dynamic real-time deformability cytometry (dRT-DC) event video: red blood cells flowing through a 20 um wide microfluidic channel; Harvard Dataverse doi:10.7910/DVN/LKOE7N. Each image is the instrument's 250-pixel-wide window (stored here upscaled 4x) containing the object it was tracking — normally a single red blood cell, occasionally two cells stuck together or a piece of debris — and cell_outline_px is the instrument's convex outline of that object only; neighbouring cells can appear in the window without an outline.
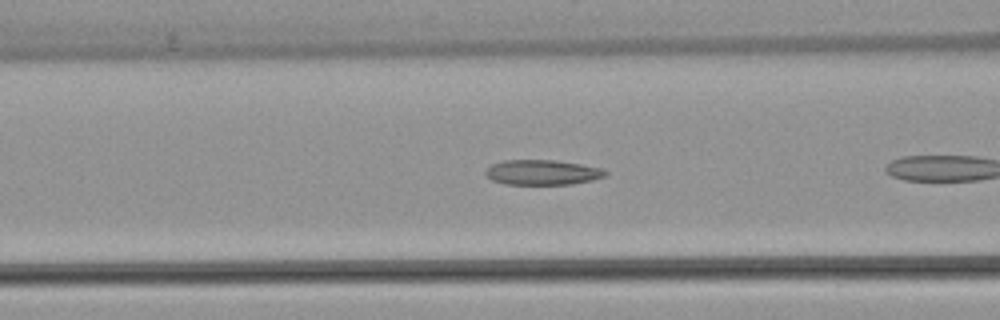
{"species": "common noctule bat (a hibernating species)", "species_latin": "Nyctalus noctula", "temperature_condition": "warm", "stored_images_in_passage": 20, "camera_frame_rate_fps": 3000, "um_per_image_px": 0.085, "animal": {"sex": "female", "body_mass_g": 22.7, "forearm_length_mm": 54.2}, "frame": {"image": 1, "passage_image": 6, "time_ms": 1.667, "image_size_px": [1000, 320], "cell_outline_px": [[608, 176], [592, 180], [572, 184], [504, 184], [492, 180], [484, 172], [492, 164], [504, 160], [556, 160], [604, 168], [608, 172]], "centroid_in_image_um": [46.15, 14.65], "position_along_channel_um": 120.4, "area_um2": 17.57}}
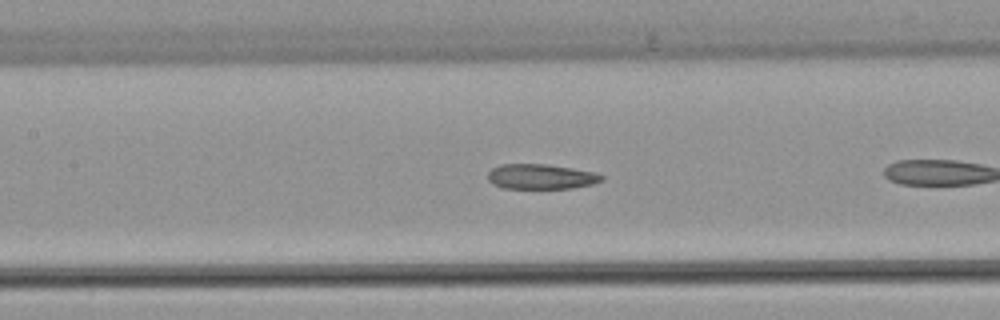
{"frame": {"image": 2, "passage_image": 9, "time_ms": 2.667, "image_size_px": [1000, 320], "cell_outline_px": [[604, 180], [592, 184], [572, 188], [504, 188], [492, 184], [488, 180], [488, 172], [492, 168], [500, 164], [544, 164], [572, 168], [596, 172], [604, 176]], "centroid_in_image_um": [45.98, 15.01], "position_along_channel_um": 161.4, "area_um2": 16.65}}